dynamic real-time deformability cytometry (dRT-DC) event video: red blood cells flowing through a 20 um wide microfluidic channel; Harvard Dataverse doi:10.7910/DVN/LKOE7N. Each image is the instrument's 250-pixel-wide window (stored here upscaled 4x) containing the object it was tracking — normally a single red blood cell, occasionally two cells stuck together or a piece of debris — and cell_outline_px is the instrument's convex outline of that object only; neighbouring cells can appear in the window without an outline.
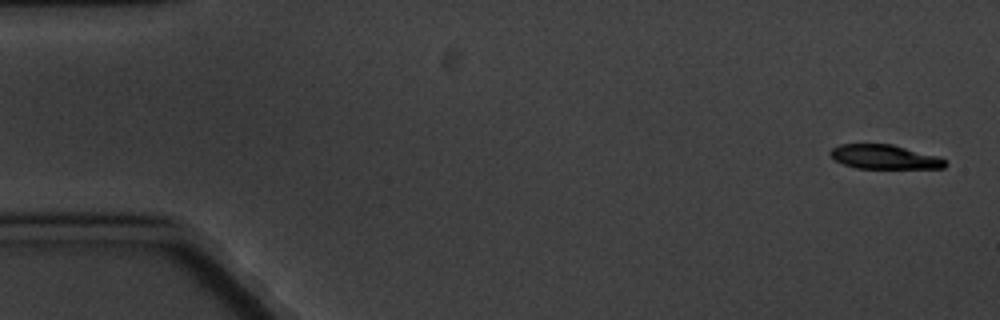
{"species": "common noctule bat (a hibernating species)", "species_latin": "Nyctalus noctula", "temperature_condition": "cold", "stored_images_in_passage": 5, "camera_frame_rate_fps": 3000, "um_per_image_px": 0.085, "animal": {"sex": "male", "body_mass_g": 20.1, "forearm_length_mm": 53.5}, "frame": {"image": 1, "passage_image": 1, "time_ms": 0.0, "image_size_px": [1000, 320], "cell_outline_px": [[948, 164], [944, 168], [856, 168], [832, 160], [828, 152], [832, 148], [840, 144], [892, 144], [940, 156], [948, 160]], "centroid_in_image_um": [75.2, 13.33], "position_along_channel_um": 9.8, "area_um2": 16.53}}
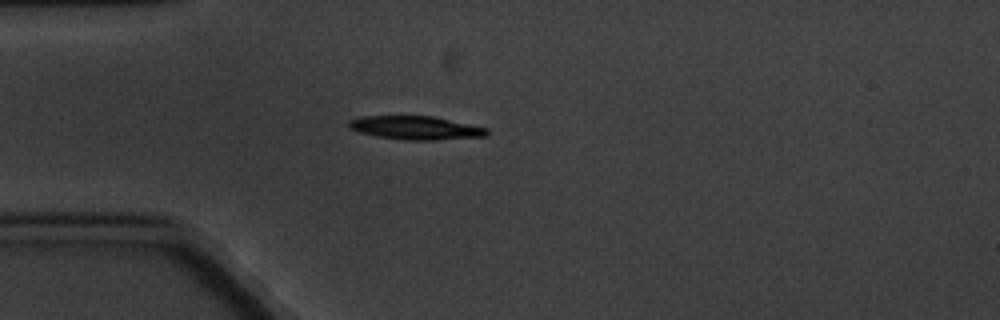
{"frame": {"image": 2, "passage_image": 5, "time_ms": 4.667, "image_size_px": [1000, 320], "cell_outline_px": [[488, 136], [432, 140], [408, 140], [376, 136], [360, 132], [348, 128], [348, 120], [360, 116], [436, 116], [488, 128]], "centroid_in_image_um": [35.34, 10.85], "position_along_channel_um": 49.7, "area_um2": 19.02}}